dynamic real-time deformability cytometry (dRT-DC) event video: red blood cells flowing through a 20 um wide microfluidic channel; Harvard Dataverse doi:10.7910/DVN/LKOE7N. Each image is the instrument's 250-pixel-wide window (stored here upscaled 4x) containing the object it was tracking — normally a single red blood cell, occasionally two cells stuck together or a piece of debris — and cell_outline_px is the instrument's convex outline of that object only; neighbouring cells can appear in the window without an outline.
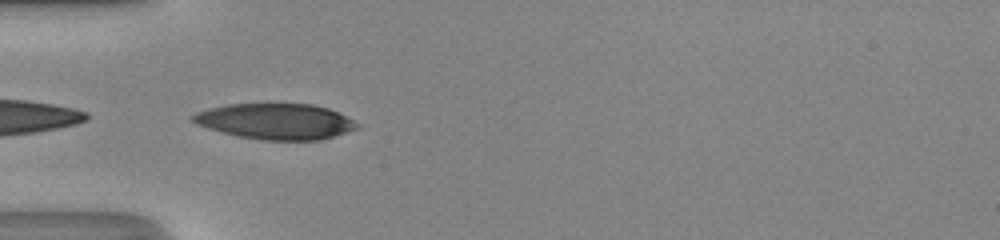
{"species": "human", "species_latin": "Homo sapiens", "temperature_condition": "room temperature", "stored_images_in_passage": 34, "camera_frame_rate_fps": 3000, "um_per_image_px": 0.085, "donor": {"sex": "male"}, "frame": {"image": 1, "passage_image": 1, "time_ms": 0.0, "image_size_px": [1000, 240], "cell_outline_px": [[360, 128], [320, 140], [260, 140], [236, 136], [208, 128], [196, 124], [188, 116], [196, 112], [208, 108], [228, 104], [312, 104], [328, 108], [360, 124]], "centroid_in_image_um": [23.4, 10.32], "position_along_channel_um": 61.6, "area_um2": 34.28}, "authors_computed_cell_mechanics": {"area_um2": 34.2754, "velocity_mm_per_s": 4.2251, "shape_relaxation_time_tau1_ms": 5.7431, "shape_relaxation_time_tau2_ms": 0.9135, "deformation_change_tau1": 0.2397, "deformation_change_tau2": 0.0569}}